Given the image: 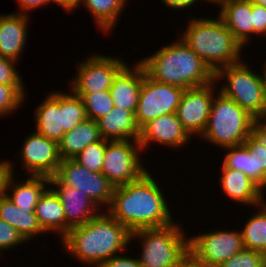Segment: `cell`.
Instances as JSON below:
<instances>
[{"instance_id":"1","label":"cell","mask_w":266,"mask_h":267,"mask_svg":"<svg viewBox=\"0 0 266 267\" xmlns=\"http://www.w3.org/2000/svg\"><path fill=\"white\" fill-rule=\"evenodd\" d=\"M154 179L148 170L137 181L114 189L106 211L130 232L165 227L175 222L162 188Z\"/></svg>"},{"instance_id":"2","label":"cell","mask_w":266,"mask_h":267,"mask_svg":"<svg viewBox=\"0 0 266 267\" xmlns=\"http://www.w3.org/2000/svg\"><path fill=\"white\" fill-rule=\"evenodd\" d=\"M101 212L89 222L70 229L60 240L63 250L73 259L91 267H99L120 252L124 253L131 243V232L104 208Z\"/></svg>"},{"instance_id":"3","label":"cell","mask_w":266,"mask_h":267,"mask_svg":"<svg viewBox=\"0 0 266 267\" xmlns=\"http://www.w3.org/2000/svg\"><path fill=\"white\" fill-rule=\"evenodd\" d=\"M138 62L151 79L184 90L215 81V73L181 38Z\"/></svg>"},{"instance_id":"4","label":"cell","mask_w":266,"mask_h":267,"mask_svg":"<svg viewBox=\"0 0 266 267\" xmlns=\"http://www.w3.org/2000/svg\"><path fill=\"white\" fill-rule=\"evenodd\" d=\"M181 39L215 73L218 69L243 61L242 45L235 39L223 20L191 18Z\"/></svg>"},{"instance_id":"5","label":"cell","mask_w":266,"mask_h":267,"mask_svg":"<svg viewBox=\"0 0 266 267\" xmlns=\"http://www.w3.org/2000/svg\"><path fill=\"white\" fill-rule=\"evenodd\" d=\"M257 119L220 91L214 95L205 131L200 139L223 149L245 143Z\"/></svg>"},{"instance_id":"6","label":"cell","mask_w":266,"mask_h":267,"mask_svg":"<svg viewBox=\"0 0 266 267\" xmlns=\"http://www.w3.org/2000/svg\"><path fill=\"white\" fill-rule=\"evenodd\" d=\"M180 223L159 228H142L131 232L130 242L140 240L142 267H176L189 250V237Z\"/></svg>"},{"instance_id":"7","label":"cell","mask_w":266,"mask_h":267,"mask_svg":"<svg viewBox=\"0 0 266 267\" xmlns=\"http://www.w3.org/2000/svg\"><path fill=\"white\" fill-rule=\"evenodd\" d=\"M248 66L244 61L224 66L215 72L214 79L216 82L225 80L218 90L257 120H262L266 114L263 73L254 72Z\"/></svg>"},{"instance_id":"8","label":"cell","mask_w":266,"mask_h":267,"mask_svg":"<svg viewBox=\"0 0 266 267\" xmlns=\"http://www.w3.org/2000/svg\"><path fill=\"white\" fill-rule=\"evenodd\" d=\"M140 143L136 140L107 141L101 173L115 186L137 181L146 171Z\"/></svg>"},{"instance_id":"9","label":"cell","mask_w":266,"mask_h":267,"mask_svg":"<svg viewBox=\"0 0 266 267\" xmlns=\"http://www.w3.org/2000/svg\"><path fill=\"white\" fill-rule=\"evenodd\" d=\"M120 57L92 53L79 62L76 76L68 83L74 94H92L109 90L116 75L127 65Z\"/></svg>"},{"instance_id":"10","label":"cell","mask_w":266,"mask_h":267,"mask_svg":"<svg viewBox=\"0 0 266 267\" xmlns=\"http://www.w3.org/2000/svg\"><path fill=\"white\" fill-rule=\"evenodd\" d=\"M60 184L79 189L101 209L109 208L115 186L101 173L92 172L74 159H61L53 176Z\"/></svg>"},{"instance_id":"11","label":"cell","mask_w":266,"mask_h":267,"mask_svg":"<svg viewBox=\"0 0 266 267\" xmlns=\"http://www.w3.org/2000/svg\"><path fill=\"white\" fill-rule=\"evenodd\" d=\"M184 89L178 86L157 82L144 70L135 121L139 129L147 122L165 115L176 113Z\"/></svg>"},{"instance_id":"12","label":"cell","mask_w":266,"mask_h":267,"mask_svg":"<svg viewBox=\"0 0 266 267\" xmlns=\"http://www.w3.org/2000/svg\"><path fill=\"white\" fill-rule=\"evenodd\" d=\"M189 249L210 267H218L244 249L241 230H210L189 238Z\"/></svg>"},{"instance_id":"13","label":"cell","mask_w":266,"mask_h":267,"mask_svg":"<svg viewBox=\"0 0 266 267\" xmlns=\"http://www.w3.org/2000/svg\"><path fill=\"white\" fill-rule=\"evenodd\" d=\"M217 82L184 90L176 115L189 135L201 137L206 129ZM215 93V94H214Z\"/></svg>"},{"instance_id":"14","label":"cell","mask_w":266,"mask_h":267,"mask_svg":"<svg viewBox=\"0 0 266 267\" xmlns=\"http://www.w3.org/2000/svg\"><path fill=\"white\" fill-rule=\"evenodd\" d=\"M25 137L18 152L21 169L31 176L53 177L61 162L58 143L36 131Z\"/></svg>"},{"instance_id":"15","label":"cell","mask_w":266,"mask_h":267,"mask_svg":"<svg viewBox=\"0 0 266 267\" xmlns=\"http://www.w3.org/2000/svg\"><path fill=\"white\" fill-rule=\"evenodd\" d=\"M226 150L221 168L244 172L264 194L266 178V147L257 143L250 135L245 143L223 148Z\"/></svg>"},{"instance_id":"16","label":"cell","mask_w":266,"mask_h":267,"mask_svg":"<svg viewBox=\"0 0 266 267\" xmlns=\"http://www.w3.org/2000/svg\"><path fill=\"white\" fill-rule=\"evenodd\" d=\"M192 137L185 130L176 113L165 114L147 122L140 129V143L142 152L149 149L151 143L182 149Z\"/></svg>"},{"instance_id":"17","label":"cell","mask_w":266,"mask_h":267,"mask_svg":"<svg viewBox=\"0 0 266 267\" xmlns=\"http://www.w3.org/2000/svg\"><path fill=\"white\" fill-rule=\"evenodd\" d=\"M49 179V187L57 194L65 212L66 234L70 229L89 222L99 214L101 209L86 193L60 184L54 177Z\"/></svg>"},{"instance_id":"18","label":"cell","mask_w":266,"mask_h":267,"mask_svg":"<svg viewBox=\"0 0 266 267\" xmlns=\"http://www.w3.org/2000/svg\"><path fill=\"white\" fill-rule=\"evenodd\" d=\"M136 63L132 65L133 67L127 64L116 75L109 89L115 107L134 113L137 110L144 78L143 66L138 60Z\"/></svg>"},{"instance_id":"19","label":"cell","mask_w":266,"mask_h":267,"mask_svg":"<svg viewBox=\"0 0 266 267\" xmlns=\"http://www.w3.org/2000/svg\"><path fill=\"white\" fill-rule=\"evenodd\" d=\"M29 14H0V56L14 61L20 59L26 46Z\"/></svg>"},{"instance_id":"20","label":"cell","mask_w":266,"mask_h":267,"mask_svg":"<svg viewBox=\"0 0 266 267\" xmlns=\"http://www.w3.org/2000/svg\"><path fill=\"white\" fill-rule=\"evenodd\" d=\"M220 171L219 184L225 197L241 205L255 208L266 200L260 187L244 172L230 168H221Z\"/></svg>"},{"instance_id":"21","label":"cell","mask_w":266,"mask_h":267,"mask_svg":"<svg viewBox=\"0 0 266 267\" xmlns=\"http://www.w3.org/2000/svg\"><path fill=\"white\" fill-rule=\"evenodd\" d=\"M218 6L221 9L217 16L223 20L235 39L245 48L253 36L251 1L222 0Z\"/></svg>"},{"instance_id":"22","label":"cell","mask_w":266,"mask_h":267,"mask_svg":"<svg viewBox=\"0 0 266 267\" xmlns=\"http://www.w3.org/2000/svg\"><path fill=\"white\" fill-rule=\"evenodd\" d=\"M101 138L107 141L139 140L140 129L135 113L114 107L97 121Z\"/></svg>"},{"instance_id":"23","label":"cell","mask_w":266,"mask_h":267,"mask_svg":"<svg viewBox=\"0 0 266 267\" xmlns=\"http://www.w3.org/2000/svg\"><path fill=\"white\" fill-rule=\"evenodd\" d=\"M33 114L36 122L35 131L59 143L65 134L62 128V111H60V91L51 92L41 104L39 103Z\"/></svg>"},{"instance_id":"24","label":"cell","mask_w":266,"mask_h":267,"mask_svg":"<svg viewBox=\"0 0 266 267\" xmlns=\"http://www.w3.org/2000/svg\"><path fill=\"white\" fill-rule=\"evenodd\" d=\"M14 177L15 174H12L9 179L6 196L22 211L35 212L40 196L50 184L49 177L28 175L23 181L16 180Z\"/></svg>"},{"instance_id":"25","label":"cell","mask_w":266,"mask_h":267,"mask_svg":"<svg viewBox=\"0 0 266 267\" xmlns=\"http://www.w3.org/2000/svg\"><path fill=\"white\" fill-rule=\"evenodd\" d=\"M35 215L42 230L57 233L60 240L66 235V218L57 194L48 186L35 206Z\"/></svg>"},{"instance_id":"26","label":"cell","mask_w":266,"mask_h":267,"mask_svg":"<svg viewBox=\"0 0 266 267\" xmlns=\"http://www.w3.org/2000/svg\"><path fill=\"white\" fill-rule=\"evenodd\" d=\"M96 121L86 118L73 130L66 132L58 143L61 159H74L89 144L100 141Z\"/></svg>"},{"instance_id":"27","label":"cell","mask_w":266,"mask_h":267,"mask_svg":"<svg viewBox=\"0 0 266 267\" xmlns=\"http://www.w3.org/2000/svg\"><path fill=\"white\" fill-rule=\"evenodd\" d=\"M0 219L14 227L26 242L46 234L35 212L22 211L7 196L0 201Z\"/></svg>"},{"instance_id":"28","label":"cell","mask_w":266,"mask_h":267,"mask_svg":"<svg viewBox=\"0 0 266 267\" xmlns=\"http://www.w3.org/2000/svg\"><path fill=\"white\" fill-rule=\"evenodd\" d=\"M127 0H80V4L85 6L92 15L97 28L104 33L116 26L117 21L126 7Z\"/></svg>"},{"instance_id":"29","label":"cell","mask_w":266,"mask_h":267,"mask_svg":"<svg viewBox=\"0 0 266 267\" xmlns=\"http://www.w3.org/2000/svg\"><path fill=\"white\" fill-rule=\"evenodd\" d=\"M257 212L247 220L242 228L244 248L266 255V201L257 206Z\"/></svg>"},{"instance_id":"30","label":"cell","mask_w":266,"mask_h":267,"mask_svg":"<svg viewBox=\"0 0 266 267\" xmlns=\"http://www.w3.org/2000/svg\"><path fill=\"white\" fill-rule=\"evenodd\" d=\"M71 93L60 91V111H62V128L64 132H69L84 121L85 113L82 98Z\"/></svg>"},{"instance_id":"31","label":"cell","mask_w":266,"mask_h":267,"mask_svg":"<svg viewBox=\"0 0 266 267\" xmlns=\"http://www.w3.org/2000/svg\"><path fill=\"white\" fill-rule=\"evenodd\" d=\"M82 98L87 118L97 121L107 115L115 106L110 90L92 94H75Z\"/></svg>"},{"instance_id":"32","label":"cell","mask_w":266,"mask_h":267,"mask_svg":"<svg viewBox=\"0 0 266 267\" xmlns=\"http://www.w3.org/2000/svg\"><path fill=\"white\" fill-rule=\"evenodd\" d=\"M25 88L24 85L0 84V118L11 115L22 107L27 96Z\"/></svg>"},{"instance_id":"33","label":"cell","mask_w":266,"mask_h":267,"mask_svg":"<svg viewBox=\"0 0 266 267\" xmlns=\"http://www.w3.org/2000/svg\"><path fill=\"white\" fill-rule=\"evenodd\" d=\"M106 148V140L89 144L74 160L92 172H101Z\"/></svg>"},{"instance_id":"34","label":"cell","mask_w":266,"mask_h":267,"mask_svg":"<svg viewBox=\"0 0 266 267\" xmlns=\"http://www.w3.org/2000/svg\"><path fill=\"white\" fill-rule=\"evenodd\" d=\"M266 263L264 253L244 248L218 267H262Z\"/></svg>"},{"instance_id":"35","label":"cell","mask_w":266,"mask_h":267,"mask_svg":"<svg viewBox=\"0 0 266 267\" xmlns=\"http://www.w3.org/2000/svg\"><path fill=\"white\" fill-rule=\"evenodd\" d=\"M23 243H26V241L18 231L6 221L0 219V258L4 253L3 251L16 248Z\"/></svg>"},{"instance_id":"36","label":"cell","mask_w":266,"mask_h":267,"mask_svg":"<svg viewBox=\"0 0 266 267\" xmlns=\"http://www.w3.org/2000/svg\"><path fill=\"white\" fill-rule=\"evenodd\" d=\"M16 61L0 56V84L24 85L21 74L16 69Z\"/></svg>"},{"instance_id":"37","label":"cell","mask_w":266,"mask_h":267,"mask_svg":"<svg viewBox=\"0 0 266 267\" xmlns=\"http://www.w3.org/2000/svg\"><path fill=\"white\" fill-rule=\"evenodd\" d=\"M253 35L266 36V8L251 1Z\"/></svg>"},{"instance_id":"38","label":"cell","mask_w":266,"mask_h":267,"mask_svg":"<svg viewBox=\"0 0 266 267\" xmlns=\"http://www.w3.org/2000/svg\"><path fill=\"white\" fill-rule=\"evenodd\" d=\"M99 267H142L138 257L133 258L125 254H118L104 261Z\"/></svg>"},{"instance_id":"39","label":"cell","mask_w":266,"mask_h":267,"mask_svg":"<svg viewBox=\"0 0 266 267\" xmlns=\"http://www.w3.org/2000/svg\"><path fill=\"white\" fill-rule=\"evenodd\" d=\"M13 167L14 164L8 160L0 168V201L6 197L9 179L15 172Z\"/></svg>"},{"instance_id":"40","label":"cell","mask_w":266,"mask_h":267,"mask_svg":"<svg viewBox=\"0 0 266 267\" xmlns=\"http://www.w3.org/2000/svg\"><path fill=\"white\" fill-rule=\"evenodd\" d=\"M18 3V6L20 8V11H18L17 13H21V14H27L31 11H33L34 9L40 8L42 6H48V4H52L51 0H16ZM33 9V10H32Z\"/></svg>"},{"instance_id":"41","label":"cell","mask_w":266,"mask_h":267,"mask_svg":"<svg viewBox=\"0 0 266 267\" xmlns=\"http://www.w3.org/2000/svg\"><path fill=\"white\" fill-rule=\"evenodd\" d=\"M176 267H210L201 259H199L190 249L180 259Z\"/></svg>"},{"instance_id":"42","label":"cell","mask_w":266,"mask_h":267,"mask_svg":"<svg viewBox=\"0 0 266 267\" xmlns=\"http://www.w3.org/2000/svg\"><path fill=\"white\" fill-rule=\"evenodd\" d=\"M250 136L259 144L266 147V124L257 120L251 129Z\"/></svg>"},{"instance_id":"43","label":"cell","mask_w":266,"mask_h":267,"mask_svg":"<svg viewBox=\"0 0 266 267\" xmlns=\"http://www.w3.org/2000/svg\"><path fill=\"white\" fill-rule=\"evenodd\" d=\"M166 6L170 7L173 10H180L184 11V9H189L193 4L196 6V3L202 0H161Z\"/></svg>"},{"instance_id":"44","label":"cell","mask_w":266,"mask_h":267,"mask_svg":"<svg viewBox=\"0 0 266 267\" xmlns=\"http://www.w3.org/2000/svg\"><path fill=\"white\" fill-rule=\"evenodd\" d=\"M54 4H58L63 10L72 13L77 9L80 0H51Z\"/></svg>"},{"instance_id":"45","label":"cell","mask_w":266,"mask_h":267,"mask_svg":"<svg viewBox=\"0 0 266 267\" xmlns=\"http://www.w3.org/2000/svg\"><path fill=\"white\" fill-rule=\"evenodd\" d=\"M262 73H263V77H264V82H265V90H266V59H265V63L264 66H262Z\"/></svg>"},{"instance_id":"46","label":"cell","mask_w":266,"mask_h":267,"mask_svg":"<svg viewBox=\"0 0 266 267\" xmlns=\"http://www.w3.org/2000/svg\"><path fill=\"white\" fill-rule=\"evenodd\" d=\"M253 3L262 5L266 8V0H252Z\"/></svg>"},{"instance_id":"47","label":"cell","mask_w":266,"mask_h":267,"mask_svg":"<svg viewBox=\"0 0 266 267\" xmlns=\"http://www.w3.org/2000/svg\"><path fill=\"white\" fill-rule=\"evenodd\" d=\"M203 1H206V2H210L212 5L216 4L218 5L222 0H203Z\"/></svg>"},{"instance_id":"48","label":"cell","mask_w":266,"mask_h":267,"mask_svg":"<svg viewBox=\"0 0 266 267\" xmlns=\"http://www.w3.org/2000/svg\"><path fill=\"white\" fill-rule=\"evenodd\" d=\"M7 160H0V168L6 163Z\"/></svg>"},{"instance_id":"49","label":"cell","mask_w":266,"mask_h":267,"mask_svg":"<svg viewBox=\"0 0 266 267\" xmlns=\"http://www.w3.org/2000/svg\"><path fill=\"white\" fill-rule=\"evenodd\" d=\"M262 121H263L264 124H266V114H265V116L263 117Z\"/></svg>"},{"instance_id":"50","label":"cell","mask_w":266,"mask_h":267,"mask_svg":"<svg viewBox=\"0 0 266 267\" xmlns=\"http://www.w3.org/2000/svg\"><path fill=\"white\" fill-rule=\"evenodd\" d=\"M264 193H266V178H265V191H264Z\"/></svg>"}]
</instances>
